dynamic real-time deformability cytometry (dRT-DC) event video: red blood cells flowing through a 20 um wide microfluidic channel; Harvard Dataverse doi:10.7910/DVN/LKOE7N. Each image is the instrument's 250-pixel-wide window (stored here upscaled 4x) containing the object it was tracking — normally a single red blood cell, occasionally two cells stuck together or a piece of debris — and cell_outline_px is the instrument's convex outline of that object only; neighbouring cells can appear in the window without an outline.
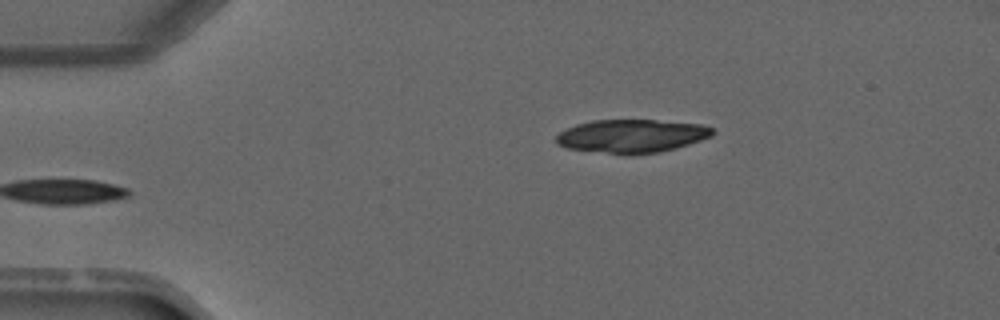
{"species": "common noctule bat (a hibernating species)", "species_latin": "Nyctalus noctula", "temperature_condition": "warm", "stored_images_in_passage": 2, "camera_frame_rate_fps": 3000, "um_per_image_px": 0.085, "animal": {"sex": "male", "forearm_length_mm": 52.5}, "frame": {"image": 1, "passage_image": 2, "time_ms": 1.333, "image_size_px": [1000, 320], "cell_outline_px": [[716, 132], [712, 136], [676, 148], [660, 152], [628, 156], [568, 148], [556, 144], [556, 136], [560, 132], [576, 124], [592, 120], [656, 120], [704, 124], [712, 128]], "centroid_in_image_um": [53.71, 11.57], "position_along_channel_um": 31.3, "area_um2": 30.69}}